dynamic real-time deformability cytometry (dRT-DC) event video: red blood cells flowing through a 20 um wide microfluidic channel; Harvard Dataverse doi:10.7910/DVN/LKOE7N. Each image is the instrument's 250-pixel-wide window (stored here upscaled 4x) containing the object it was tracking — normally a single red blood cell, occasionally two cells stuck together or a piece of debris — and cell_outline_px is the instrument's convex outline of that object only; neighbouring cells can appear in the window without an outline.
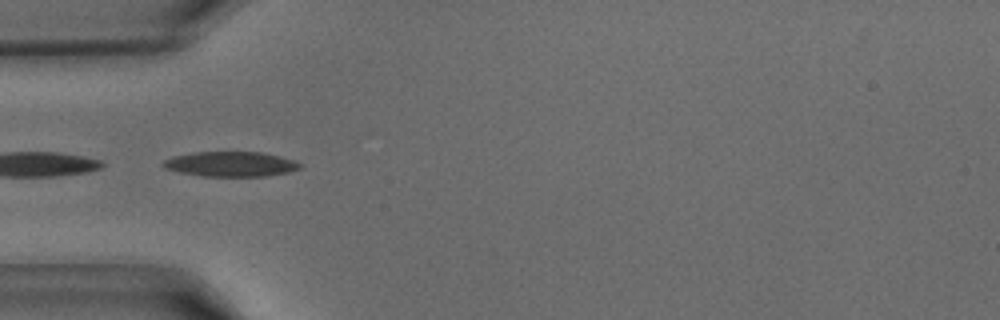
{"species": "common noctule bat (a hibernating species)", "species_latin": "Nyctalus noctula", "temperature_condition": "warm", "stored_images_in_passage": 8, "camera_frame_rate_fps": 3000, "um_per_image_px": 0.085, "animal": {"sex": "male", "body_mass_g": 15.6}, "frame": {"image": 1, "passage_image": 1, "time_ms": 0.0, "image_size_px": [1000, 320], "cell_outline_px": [[300, 168], [288, 172], [268, 176], [200, 176], [180, 172], [164, 168], [160, 164], [164, 160], [172, 156], [192, 152], [260, 152], [280, 156], [292, 160], [300, 164]], "centroid_in_image_um": [19.55, 13.94], "position_along_channel_um": 65.4, "area_um2": 19.88}}